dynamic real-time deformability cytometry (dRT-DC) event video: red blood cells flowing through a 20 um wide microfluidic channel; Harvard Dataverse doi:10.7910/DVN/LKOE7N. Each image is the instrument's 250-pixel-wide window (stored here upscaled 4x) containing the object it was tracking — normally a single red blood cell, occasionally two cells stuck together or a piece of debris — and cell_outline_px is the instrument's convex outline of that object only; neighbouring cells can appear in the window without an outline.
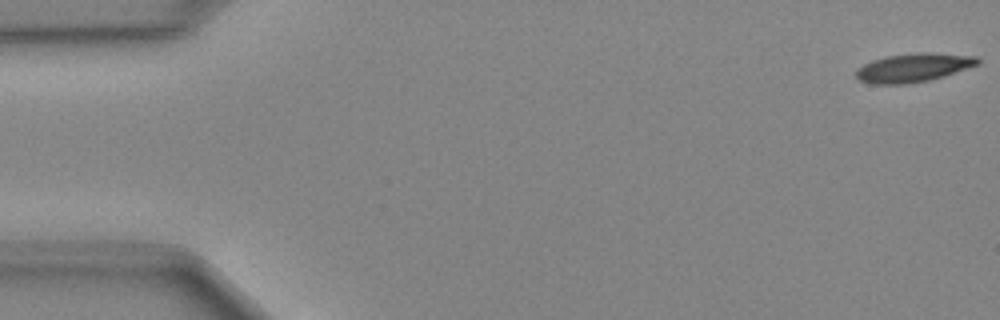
{"species": "Egyptian fruit bat (a non-hibernating species)", "species_latin": "Rousettus aegyptiacus", "temperature_condition": "cold", "stored_images_in_passage": 49, "camera_frame_rate_fps": 3000, "um_per_image_px": 0.085, "animal": {"sex": "female"}, "frame": {"image": 1, "passage_image": 1, "time_ms": 0.0, "image_size_px": [1000, 320], "cell_outline_px": [[980, 64], [944, 76], [928, 80], [908, 84], [868, 84], [860, 80], [856, 76], [856, 68], [872, 60], [884, 56], [916, 52], [928, 52], [976, 56], [980, 60]], "centroid_in_image_um": [77.62, 5.74], "position_along_channel_um": 7.4, "area_um2": 20.52}}
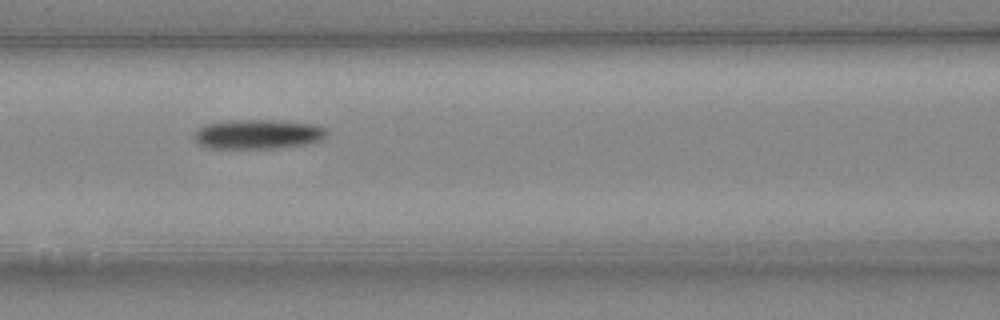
{"frame": {"image": 2, "passage_image": 21, "time_ms": 6.667, "image_size_px": [1000, 320], "cell_outline_px": [[328, 132], [320, 140], [308, 144], [280, 148], [208, 148], [200, 144], [192, 136], [196, 128], [204, 124], [228, 120], [280, 120], [320, 124]], "centroid_in_image_um": [21.92, 11.39], "position_along_channel_um": 144.7, "area_um2": 23.24}}
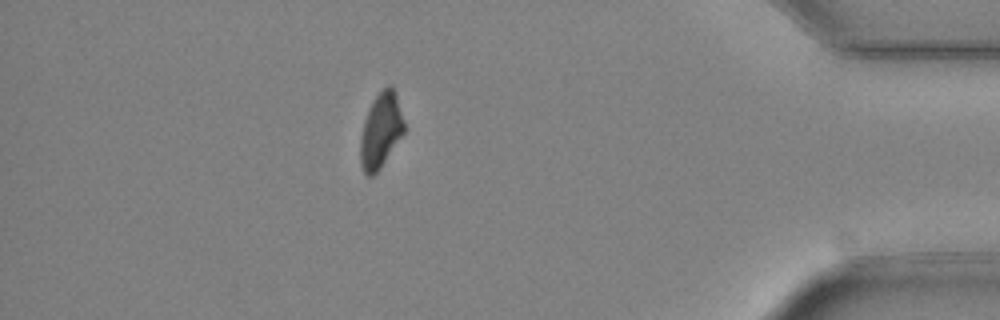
{"frame": {"image": 3, "passage_image": 43, "time_ms": 14.0, "image_size_px": [1000, 320], "cell_outline_px": [[404, 132], [380, 168], [372, 176], [368, 176], [364, 172], [360, 164], [360, 136], [364, 120], [376, 96], [388, 84], [392, 84], [396, 92], [404, 120]], "centroid_in_image_um": [32.37, 11.08], "position_along_channel_um": 402.8, "area_um2": 18.96}}